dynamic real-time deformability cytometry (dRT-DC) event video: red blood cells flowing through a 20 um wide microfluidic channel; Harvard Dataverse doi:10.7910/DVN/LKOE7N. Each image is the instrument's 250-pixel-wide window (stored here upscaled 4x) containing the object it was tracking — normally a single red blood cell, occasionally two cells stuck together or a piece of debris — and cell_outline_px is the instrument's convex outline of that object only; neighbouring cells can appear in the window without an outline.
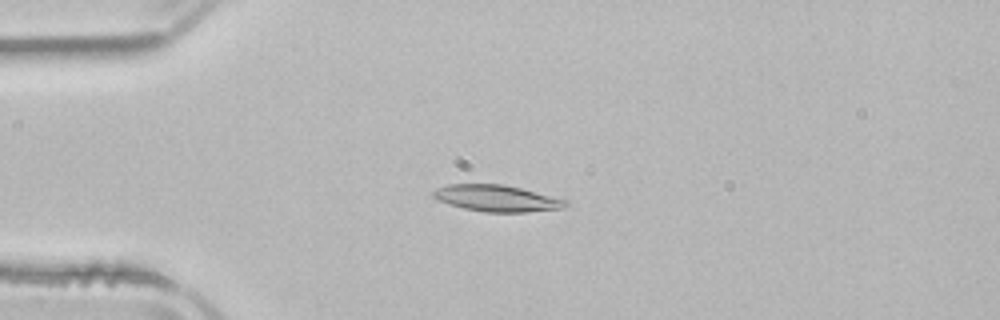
{"species": "common noctule bat (a hibernating species)", "species_latin": "Nyctalus noctula", "temperature_condition": "room temperature", "stored_images_in_passage": 4, "camera_frame_rate_fps": 3000, "um_per_image_px": 0.085, "animal": {"sex": "male", "body_mass_g": 21.5, "forearm_length_mm": 52.0}, "frame": {"image": 1, "passage_image": 3, "time_ms": 3.0, "image_size_px": [1000, 320], "cell_outline_px": [[568, 204], [560, 208], [528, 212], [484, 212], [464, 208], [448, 204], [432, 196], [432, 192], [436, 188], [448, 184], [504, 184], [568, 200]], "centroid_in_image_um": [42.2, 16.85], "position_along_channel_um": 42.8, "area_um2": 20.29}}